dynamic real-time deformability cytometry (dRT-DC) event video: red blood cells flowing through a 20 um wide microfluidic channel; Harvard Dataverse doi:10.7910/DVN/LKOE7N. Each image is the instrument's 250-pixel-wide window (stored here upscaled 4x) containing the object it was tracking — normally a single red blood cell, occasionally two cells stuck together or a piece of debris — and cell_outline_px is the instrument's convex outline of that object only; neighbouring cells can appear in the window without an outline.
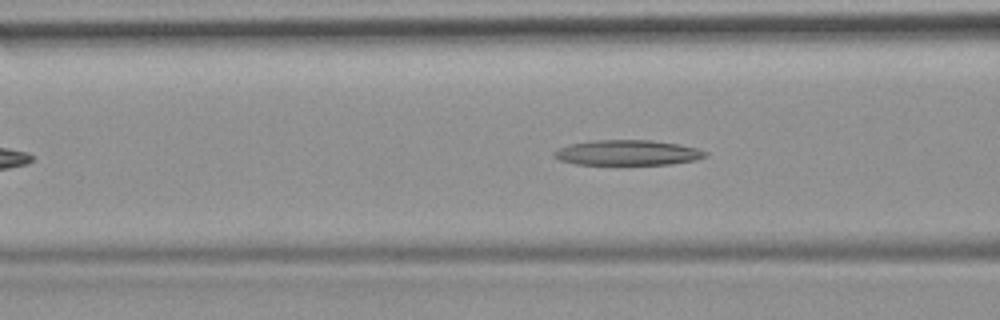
{"species": "common noctule bat (a hibernating species)", "species_latin": "Nyctalus noctula", "temperature_condition": "room temperature", "stored_images_in_passage": 42, "camera_frame_rate_fps": 3000, "um_per_image_px": 0.085, "animal": {"sex": "female", "body_mass_g": 19.9}, "frame": {"image": 1, "passage_image": 13, "time_ms": 4.0, "image_size_px": [1000, 320], "cell_outline_px": [[708, 156], [696, 160], [672, 164], [576, 164], [560, 160], [552, 156], [552, 152], [560, 148], [572, 144], [592, 140], [652, 140], [680, 144], [696, 148], [708, 152]], "centroid_in_image_um": [53.37, 12.97], "position_along_channel_um": 113.2, "area_um2": 22.25}}
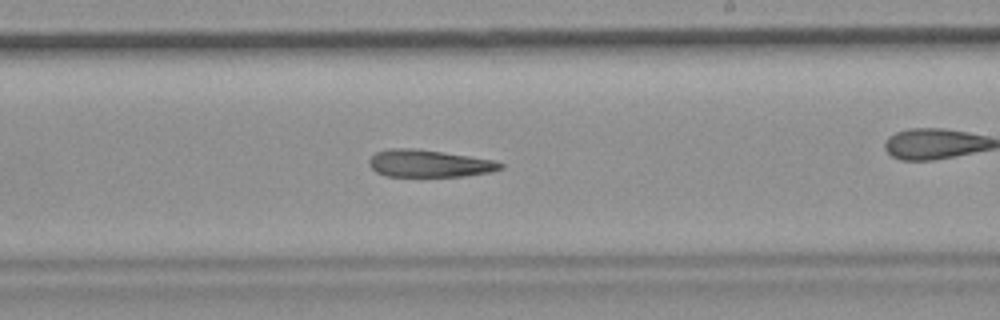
{"frame": {"image": 2, "passage_image": 24, "time_ms": 7.667, "image_size_px": [1000, 320], "cell_outline_px": [[504, 168], [492, 172], [464, 176], [384, 176], [376, 172], [368, 164], [368, 160], [376, 152], [388, 148], [416, 148], [496, 160], [504, 164]], "centroid_in_image_um": [36.48, 13.89], "position_along_channel_um": 252.5, "area_um2": 21.1}}